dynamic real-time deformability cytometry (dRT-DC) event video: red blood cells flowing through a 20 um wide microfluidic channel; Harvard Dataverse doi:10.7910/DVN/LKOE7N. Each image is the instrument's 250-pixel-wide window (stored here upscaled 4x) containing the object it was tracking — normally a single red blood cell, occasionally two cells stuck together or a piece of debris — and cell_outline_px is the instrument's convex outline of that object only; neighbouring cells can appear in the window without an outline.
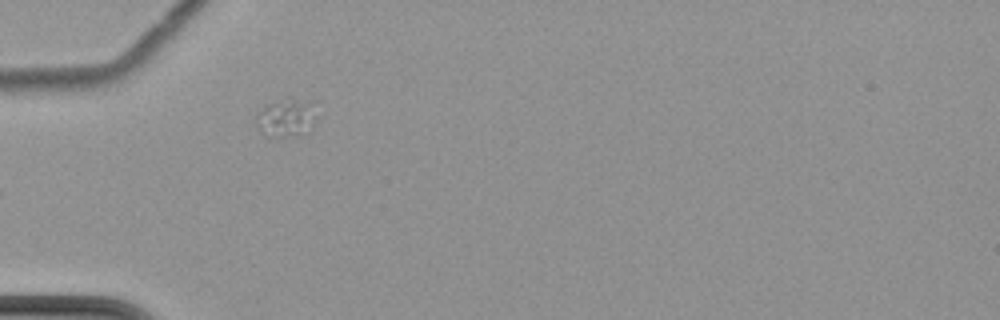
{"species": "common noctule bat (a hibernating species)", "species_latin": "Nyctalus noctula", "temperature_condition": "cold", "stored_images_in_passage": 8, "camera_frame_rate_fps": 3000, "um_per_image_px": 0.085, "animal": {"sex": "female", "body_mass_g": 22.7, "forearm_length_mm": 54.2}, "frame": {"image": 1, "passage_image": 7, "time_ms": 8.0, "image_size_px": [1000, 320], "cell_outline_px": [[316, 120], [312, 132], [300, 136], [264, 136], [260, 128], [256, 116], [256, 112], [264, 104], [284, 96], [288, 96], [312, 100], [316, 116]], "centroid_in_image_um": [24.39, 9.96], "position_along_channel_um": 60.6, "area_um2": 14.39}}